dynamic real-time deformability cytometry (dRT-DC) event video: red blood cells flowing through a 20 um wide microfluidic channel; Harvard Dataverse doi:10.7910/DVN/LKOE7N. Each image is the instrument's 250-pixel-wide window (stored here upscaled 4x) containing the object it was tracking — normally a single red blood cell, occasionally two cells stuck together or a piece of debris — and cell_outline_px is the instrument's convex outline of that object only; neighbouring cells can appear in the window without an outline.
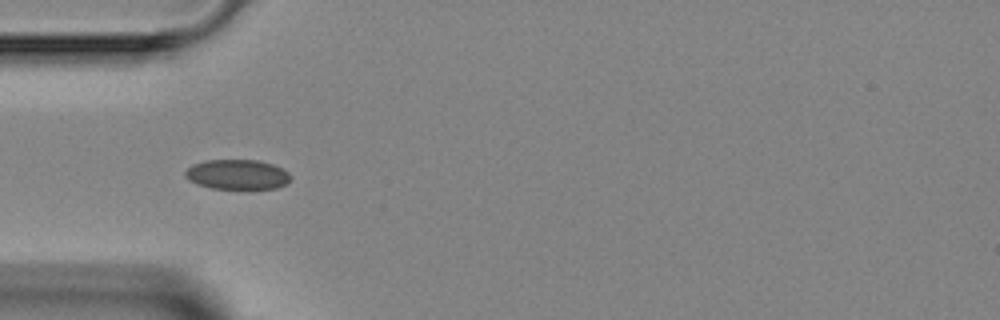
{"species": "Egyptian fruit bat (a non-hibernating species)", "species_latin": "Rousettus aegyptiacus", "temperature_condition": "room temperature", "stored_images_in_passage": 5, "camera_frame_rate_fps": 3000, "um_per_image_px": 0.085, "animal": {"sex": "female"}, "frame": {"image": 1, "passage_image": 4, "time_ms": 3.667, "image_size_px": [1000, 320], "cell_outline_px": [[292, 176], [284, 184], [276, 188], [252, 192], [248, 192], [212, 188], [196, 184], [188, 180], [184, 176], [184, 172], [192, 164], [204, 160], [260, 160], [272, 164], [288, 172]], "centroid_in_image_um": [20.16, 14.88], "position_along_channel_um": 64.8, "area_um2": 19.25}}
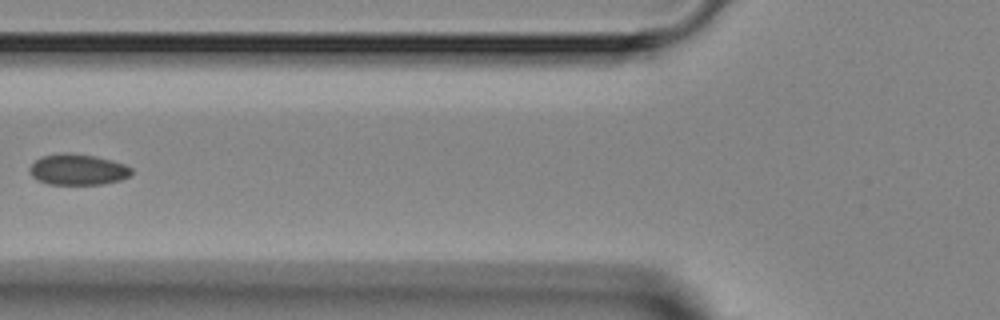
{"frame": {"image": 2, "passage_image": 5, "time_ms": 5.0, "image_size_px": [1000, 320], "cell_outline_px": [[132, 172], [128, 176], [120, 180], [100, 184], [48, 184], [36, 180], [32, 176], [32, 164], [40, 156], [64, 152], [92, 156], [124, 164], [132, 168]], "centroid_in_image_um": [6.59, 14.42], "position_along_channel_um": 119.2, "area_um2": 17.98}}